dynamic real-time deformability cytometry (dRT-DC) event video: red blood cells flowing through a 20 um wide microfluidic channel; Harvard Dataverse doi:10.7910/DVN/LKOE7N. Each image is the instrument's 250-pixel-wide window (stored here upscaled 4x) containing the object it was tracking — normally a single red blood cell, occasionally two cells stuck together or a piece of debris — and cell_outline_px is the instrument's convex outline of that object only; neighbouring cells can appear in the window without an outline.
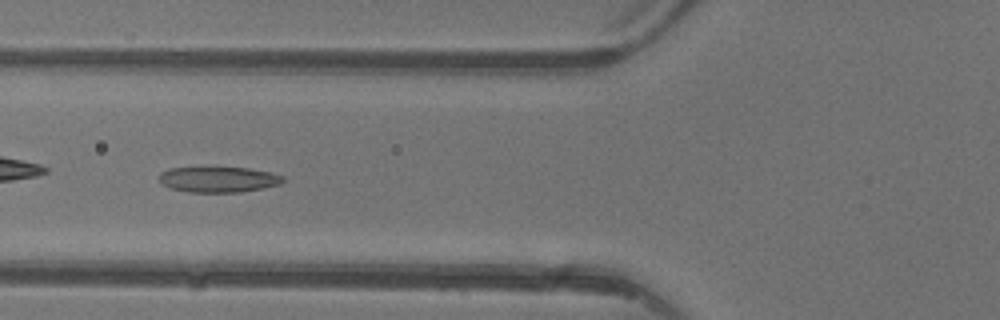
{"species": "common noctule bat (a hibernating species)", "species_latin": "Nyctalus noctula", "temperature_condition": "warm", "stored_images_in_passage": 6, "camera_frame_rate_fps": 3000, "um_per_image_px": 0.085, "animal": {"sex": "female"}, "frame": {"image": 1, "passage_image": 6, "time_ms": 6.0, "image_size_px": [1000, 320], "cell_outline_px": [[284, 180], [280, 184], [264, 188], [240, 192], [188, 192], [172, 188], [164, 184], [160, 180], [160, 172], [168, 168], [248, 168], [268, 172], [284, 176]], "centroid_in_image_um": [18.59, 15.26], "position_along_channel_um": 107.2, "area_um2": 18.21}}